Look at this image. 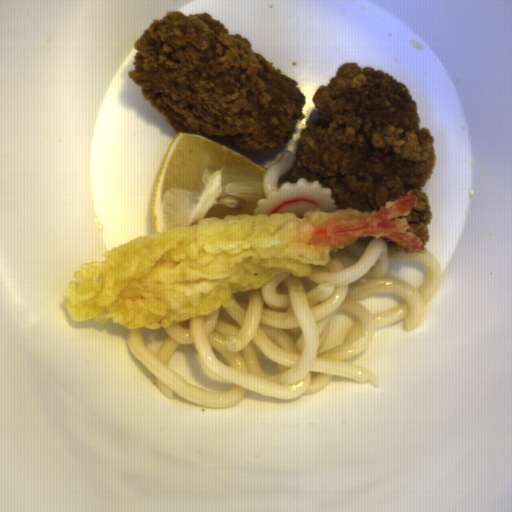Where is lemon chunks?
<instances>
[{
  "mask_svg": "<svg viewBox=\"0 0 512 512\" xmlns=\"http://www.w3.org/2000/svg\"><path fill=\"white\" fill-rule=\"evenodd\" d=\"M266 169L212 138L178 131L154 184V233L206 217L252 215L265 195Z\"/></svg>",
  "mask_w": 512,
  "mask_h": 512,
  "instance_id": "lemon-chunks-1",
  "label": "lemon chunks"
}]
</instances>
